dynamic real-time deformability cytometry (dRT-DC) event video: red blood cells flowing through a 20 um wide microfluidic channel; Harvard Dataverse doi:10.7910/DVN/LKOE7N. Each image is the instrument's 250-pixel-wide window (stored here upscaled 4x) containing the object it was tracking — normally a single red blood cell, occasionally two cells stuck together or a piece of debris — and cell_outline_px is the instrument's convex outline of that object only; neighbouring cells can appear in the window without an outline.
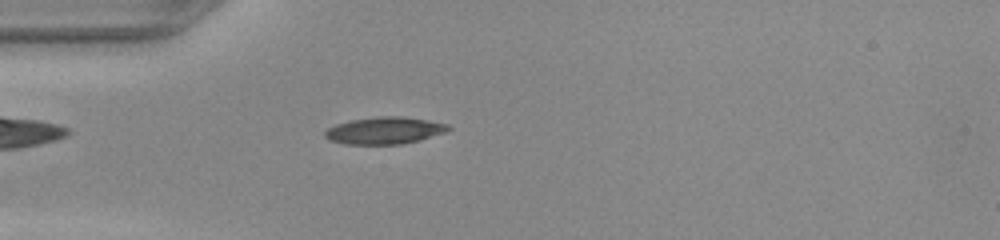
{"species": "common noctule bat (a hibernating species)", "species_latin": "Nyctalus noctula", "temperature_condition": "warm", "stored_images_in_passage": 49, "camera_frame_rate_fps": 3000, "um_per_image_px": 0.085, "animal": {"sex": "female", "body_mass_g": 22.0, "forearm_length_mm": 56.7}, "frame": {"image": 1, "passage_image": 14, "time_ms": 4.333, "image_size_px": [1000, 240], "cell_outline_px": [[452, 128], [444, 132], [420, 140], [400, 144], [344, 144], [328, 140], [324, 136], [324, 132], [328, 128], [336, 124], [348, 120], [376, 116], [404, 116], [428, 120], [448, 124]], "centroid_in_image_um": [32.65, 11.08], "position_along_channel_um": 52.3, "area_um2": 19.59}}
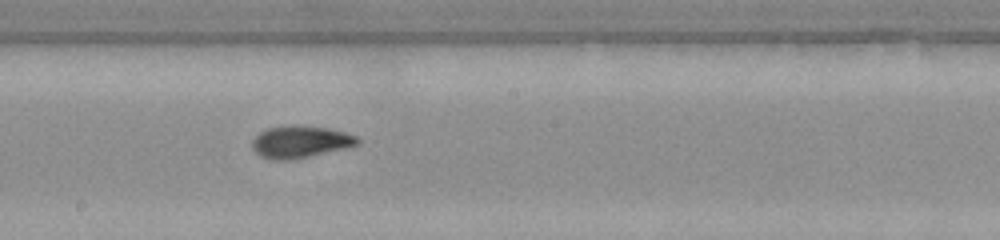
{"frame": {"image": 2, "passage_image": 27, "time_ms": 8.667, "image_size_px": [1000, 240], "cell_outline_px": [[360, 144], [344, 148], [308, 156], [288, 160], [272, 160], [260, 156], [252, 148], [252, 140], [260, 132], [268, 128], [296, 124], [328, 128], [344, 132], [356, 136], [360, 140]], "centroid_in_image_um": [25.51, 12.04], "position_along_channel_um": 222.7, "area_um2": 19.59}}
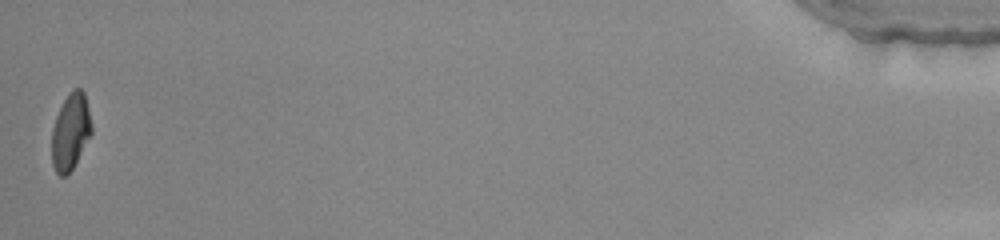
{"frame": {"image": 3, "passage_image": 49, "time_ms": 16.0, "image_size_px": [1000, 240], "cell_outline_px": [[92, 132], [72, 168], [64, 176], [60, 176], [56, 172], [52, 164], [52, 128], [56, 116], [68, 92], [72, 88], [80, 88], [84, 92], [92, 124]], "centroid_in_image_um": [5.99, 11.15], "position_along_channel_um": 429.2, "area_um2": 17.51}}